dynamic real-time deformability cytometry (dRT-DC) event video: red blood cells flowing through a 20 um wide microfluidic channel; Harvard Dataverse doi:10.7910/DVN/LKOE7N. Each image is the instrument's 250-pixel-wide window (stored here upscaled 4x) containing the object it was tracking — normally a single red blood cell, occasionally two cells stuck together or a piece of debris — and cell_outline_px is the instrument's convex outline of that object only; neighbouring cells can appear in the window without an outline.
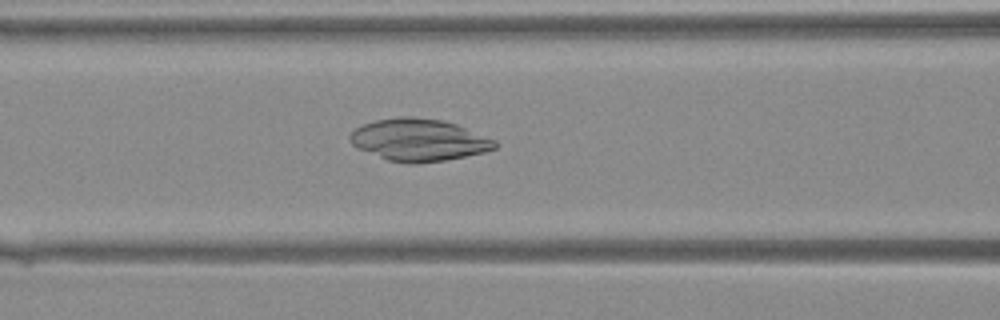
{"species": "Egyptian fruit bat (a non-hibernating species)", "species_latin": "Rousettus aegyptiacus", "temperature_condition": "warm", "stored_images_in_passage": 42, "camera_frame_rate_fps": 3000, "um_per_image_px": 0.085, "animal": {"sex": "female"}, "frame": {"image": 1, "passage_image": 19, "time_ms": 6.0, "image_size_px": [1000, 320], "cell_outline_px": [[500, 144], [496, 148], [484, 152], [444, 160], [416, 164], [412, 164], [388, 160], [356, 148], [348, 140], [348, 136], [356, 128], [364, 124], [376, 120], [400, 116], [412, 116], [440, 120], [456, 124], [496, 140]], "centroid_in_image_um": [35.59, 11.89], "position_along_channel_um": 131.0, "area_um2": 35.6}}
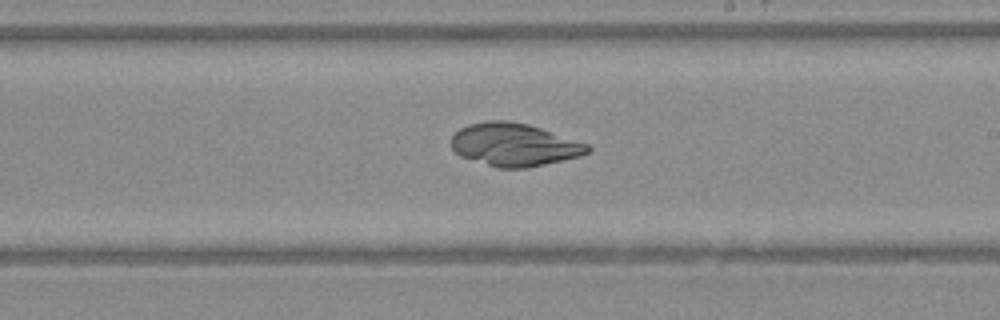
{"frame": {"image": 2, "passage_image": 26, "time_ms": 8.333, "image_size_px": [1000, 320], "cell_outline_px": [[592, 148], [588, 152], [580, 156], [524, 168], [496, 168], [460, 156], [452, 148], [452, 136], [460, 128], [468, 124], [488, 120], [512, 120], [528, 124], [588, 144]], "centroid_in_image_um": [43.68, 12.29], "position_along_channel_um": 245.3, "area_um2": 33.93}}
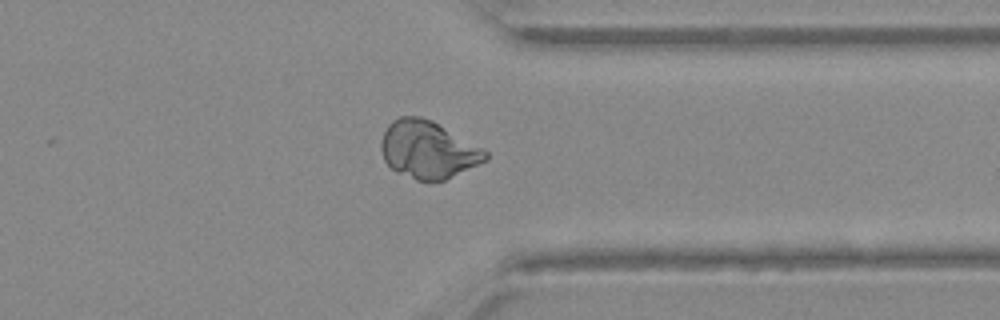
{"frame": {"image": 3, "passage_image": 34, "time_ms": 11.0, "image_size_px": [1000, 320], "cell_outline_px": [[488, 160], [444, 180], [416, 180], [396, 172], [384, 160], [380, 148], [380, 144], [384, 132], [388, 124], [392, 120], [400, 116], [420, 116], [432, 120], [488, 152]], "centroid_in_image_um": [36.35, 12.72], "position_along_channel_um": 375.1, "area_um2": 34.68}}